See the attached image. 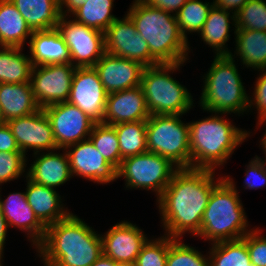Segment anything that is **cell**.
<instances>
[{
    "mask_svg": "<svg viewBox=\"0 0 266 266\" xmlns=\"http://www.w3.org/2000/svg\"><path fill=\"white\" fill-rule=\"evenodd\" d=\"M223 179L215 178L213 170L178 169L156 200L164 235L181 238L188 232L196 236L212 190Z\"/></svg>",
    "mask_w": 266,
    "mask_h": 266,
    "instance_id": "1",
    "label": "cell"
},
{
    "mask_svg": "<svg viewBox=\"0 0 266 266\" xmlns=\"http://www.w3.org/2000/svg\"><path fill=\"white\" fill-rule=\"evenodd\" d=\"M75 214L46 227L35 248L44 266H91L102 255L100 234Z\"/></svg>",
    "mask_w": 266,
    "mask_h": 266,
    "instance_id": "2",
    "label": "cell"
},
{
    "mask_svg": "<svg viewBox=\"0 0 266 266\" xmlns=\"http://www.w3.org/2000/svg\"><path fill=\"white\" fill-rule=\"evenodd\" d=\"M211 114L205 119L188 123L191 168L217 170L250 136L251 132L236 127L222 114Z\"/></svg>",
    "mask_w": 266,
    "mask_h": 266,
    "instance_id": "3",
    "label": "cell"
},
{
    "mask_svg": "<svg viewBox=\"0 0 266 266\" xmlns=\"http://www.w3.org/2000/svg\"><path fill=\"white\" fill-rule=\"evenodd\" d=\"M127 15L137 32L147 42L150 54L159 63H180L189 60V41L180 32L174 14L152 8L143 0H134Z\"/></svg>",
    "mask_w": 266,
    "mask_h": 266,
    "instance_id": "4",
    "label": "cell"
},
{
    "mask_svg": "<svg viewBox=\"0 0 266 266\" xmlns=\"http://www.w3.org/2000/svg\"><path fill=\"white\" fill-rule=\"evenodd\" d=\"M223 178L212 190L196 235L211 244L241 239L251 230L236 183L230 176Z\"/></svg>",
    "mask_w": 266,
    "mask_h": 266,
    "instance_id": "5",
    "label": "cell"
},
{
    "mask_svg": "<svg viewBox=\"0 0 266 266\" xmlns=\"http://www.w3.org/2000/svg\"><path fill=\"white\" fill-rule=\"evenodd\" d=\"M200 108L205 112L243 114L248 112L249 96L241 80L235 60L229 55L214 56L203 76ZM247 110V112H246Z\"/></svg>",
    "mask_w": 266,
    "mask_h": 266,
    "instance_id": "6",
    "label": "cell"
},
{
    "mask_svg": "<svg viewBox=\"0 0 266 266\" xmlns=\"http://www.w3.org/2000/svg\"><path fill=\"white\" fill-rule=\"evenodd\" d=\"M184 63H160L144 68L141 87L150 115H185L194 108L189 90L170 75Z\"/></svg>",
    "mask_w": 266,
    "mask_h": 266,
    "instance_id": "7",
    "label": "cell"
},
{
    "mask_svg": "<svg viewBox=\"0 0 266 266\" xmlns=\"http://www.w3.org/2000/svg\"><path fill=\"white\" fill-rule=\"evenodd\" d=\"M182 115H150L146 121L148 152L169 159L180 168H191L189 124Z\"/></svg>",
    "mask_w": 266,
    "mask_h": 266,
    "instance_id": "8",
    "label": "cell"
},
{
    "mask_svg": "<svg viewBox=\"0 0 266 266\" xmlns=\"http://www.w3.org/2000/svg\"><path fill=\"white\" fill-rule=\"evenodd\" d=\"M178 169L169 159L146 152L123 159L117 177H124L126 188L152 190L158 199Z\"/></svg>",
    "mask_w": 266,
    "mask_h": 266,
    "instance_id": "9",
    "label": "cell"
},
{
    "mask_svg": "<svg viewBox=\"0 0 266 266\" xmlns=\"http://www.w3.org/2000/svg\"><path fill=\"white\" fill-rule=\"evenodd\" d=\"M57 30L68 46L71 64L76 68L94 67L106 53L105 33L78 23L70 16L61 15Z\"/></svg>",
    "mask_w": 266,
    "mask_h": 266,
    "instance_id": "10",
    "label": "cell"
},
{
    "mask_svg": "<svg viewBox=\"0 0 266 266\" xmlns=\"http://www.w3.org/2000/svg\"><path fill=\"white\" fill-rule=\"evenodd\" d=\"M75 69L71 63L33 66L30 84L40 108L68 101Z\"/></svg>",
    "mask_w": 266,
    "mask_h": 266,
    "instance_id": "11",
    "label": "cell"
},
{
    "mask_svg": "<svg viewBox=\"0 0 266 266\" xmlns=\"http://www.w3.org/2000/svg\"><path fill=\"white\" fill-rule=\"evenodd\" d=\"M43 110L51 122L59 152L68 146L89 139L96 123L76 105L68 101L44 107Z\"/></svg>",
    "mask_w": 266,
    "mask_h": 266,
    "instance_id": "12",
    "label": "cell"
},
{
    "mask_svg": "<svg viewBox=\"0 0 266 266\" xmlns=\"http://www.w3.org/2000/svg\"><path fill=\"white\" fill-rule=\"evenodd\" d=\"M105 52L137 61L145 67L160 64L150 54L147 42L127 14L121 19L118 17L105 31Z\"/></svg>",
    "mask_w": 266,
    "mask_h": 266,
    "instance_id": "13",
    "label": "cell"
},
{
    "mask_svg": "<svg viewBox=\"0 0 266 266\" xmlns=\"http://www.w3.org/2000/svg\"><path fill=\"white\" fill-rule=\"evenodd\" d=\"M108 93L94 67L75 69L68 102L76 105L96 123L102 122Z\"/></svg>",
    "mask_w": 266,
    "mask_h": 266,
    "instance_id": "14",
    "label": "cell"
},
{
    "mask_svg": "<svg viewBox=\"0 0 266 266\" xmlns=\"http://www.w3.org/2000/svg\"><path fill=\"white\" fill-rule=\"evenodd\" d=\"M6 123L11 129L20 151L25 155L31 149H34V153L59 150L54 139L51 122L43 108L33 114L12 119Z\"/></svg>",
    "mask_w": 266,
    "mask_h": 266,
    "instance_id": "15",
    "label": "cell"
},
{
    "mask_svg": "<svg viewBox=\"0 0 266 266\" xmlns=\"http://www.w3.org/2000/svg\"><path fill=\"white\" fill-rule=\"evenodd\" d=\"M65 150L72 176L103 185L118 180V169L103 158L90 139L68 146Z\"/></svg>",
    "mask_w": 266,
    "mask_h": 266,
    "instance_id": "16",
    "label": "cell"
},
{
    "mask_svg": "<svg viewBox=\"0 0 266 266\" xmlns=\"http://www.w3.org/2000/svg\"><path fill=\"white\" fill-rule=\"evenodd\" d=\"M129 221H121L100 234L102 254L115 262H136L148 237L143 230Z\"/></svg>",
    "mask_w": 266,
    "mask_h": 266,
    "instance_id": "17",
    "label": "cell"
},
{
    "mask_svg": "<svg viewBox=\"0 0 266 266\" xmlns=\"http://www.w3.org/2000/svg\"><path fill=\"white\" fill-rule=\"evenodd\" d=\"M108 94L141 86V63L105 53L94 65Z\"/></svg>",
    "mask_w": 266,
    "mask_h": 266,
    "instance_id": "18",
    "label": "cell"
},
{
    "mask_svg": "<svg viewBox=\"0 0 266 266\" xmlns=\"http://www.w3.org/2000/svg\"><path fill=\"white\" fill-rule=\"evenodd\" d=\"M150 113L147 109L141 86L108 94L105 112L101 123L116 125L119 123L147 121Z\"/></svg>",
    "mask_w": 266,
    "mask_h": 266,
    "instance_id": "19",
    "label": "cell"
},
{
    "mask_svg": "<svg viewBox=\"0 0 266 266\" xmlns=\"http://www.w3.org/2000/svg\"><path fill=\"white\" fill-rule=\"evenodd\" d=\"M1 196L0 194V209L6 219L8 228H18L25 234L27 233L28 240L36 248L45 237L46 226L37 218L35 212L29 206L25 192L10 193L3 200Z\"/></svg>",
    "mask_w": 266,
    "mask_h": 266,
    "instance_id": "20",
    "label": "cell"
},
{
    "mask_svg": "<svg viewBox=\"0 0 266 266\" xmlns=\"http://www.w3.org/2000/svg\"><path fill=\"white\" fill-rule=\"evenodd\" d=\"M64 153H58L55 150L47 152L33 153L34 161L28 167L26 177L31 181L53 189L64 185L70 178H73L69 157L64 149Z\"/></svg>",
    "mask_w": 266,
    "mask_h": 266,
    "instance_id": "21",
    "label": "cell"
},
{
    "mask_svg": "<svg viewBox=\"0 0 266 266\" xmlns=\"http://www.w3.org/2000/svg\"><path fill=\"white\" fill-rule=\"evenodd\" d=\"M25 195L37 218L47 227L68 217L72 212L64 208L60 194L53 188L39 185L26 176ZM67 209V210H66Z\"/></svg>",
    "mask_w": 266,
    "mask_h": 266,
    "instance_id": "22",
    "label": "cell"
},
{
    "mask_svg": "<svg viewBox=\"0 0 266 266\" xmlns=\"http://www.w3.org/2000/svg\"><path fill=\"white\" fill-rule=\"evenodd\" d=\"M28 41L33 66L71 63L69 48L57 28L33 31Z\"/></svg>",
    "mask_w": 266,
    "mask_h": 266,
    "instance_id": "23",
    "label": "cell"
},
{
    "mask_svg": "<svg viewBox=\"0 0 266 266\" xmlns=\"http://www.w3.org/2000/svg\"><path fill=\"white\" fill-rule=\"evenodd\" d=\"M0 107L5 122L33 114L40 109L30 82L0 83Z\"/></svg>",
    "mask_w": 266,
    "mask_h": 266,
    "instance_id": "24",
    "label": "cell"
},
{
    "mask_svg": "<svg viewBox=\"0 0 266 266\" xmlns=\"http://www.w3.org/2000/svg\"><path fill=\"white\" fill-rule=\"evenodd\" d=\"M233 29L236 51L229 56L235 59L236 54L245 68L250 67L258 72L266 69V31Z\"/></svg>",
    "mask_w": 266,
    "mask_h": 266,
    "instance_id": "25",
    "label": "cell"
},
{
    "mask_svg": "<svg viewBox=\"0 0 266 266\" xmlns=\"http://www.w3.org/2000/svg\"><path fill=\"white\" fill-rule=\"evenodd\" d=\"M232 14V15H231ZM232 20V22H230ZM235 14L224 9L217 8L215 5L209 10L207 19L199 33L203 43L212 47L215 56L230 55L232 52L226 47L230 38V24L235 27Z\"/></svg>",
    "mask_w": 266,
    "mask_h": 266,
    "instance_id": "26",
    "label": "cell"
},
{
    "mask_svg": "<svg viewBox=\"0 0 266 266\" xmlns=\"http://www.w3.org/2000/svg\"><path fill=\"white\" fill-rule=\"evenodd\" d=\"M32 31L55 29L61 17L59 0H10Z\"/></svg>",
    "mask_w": 266,
    "mask_h": 266,
    "instance_id": "27",
    "label": "cell"
},
{
    "mask_svg": "<svg viewBox=\"0 0 266 266\" xmlns=\"http://www.w3.org/2000/svg\"><path fill=\"white\" fill-rule=\"evenodd\" d=\"M32 34L16 6L10 0H0V47L23 48Z\"/></svg>",
    "mask_w": 266,
    "mask_h": 266,
    "instance_id": "28",
    "label": "cell"
},
{
    "mask_svg": "<svg viewBox=\"0 0 266 266\" xmlns=\"http://www.w3.org/2000/svg\"><path fill=\"white\" fill-rule=\"evenodd\" d=\"M0 48V83L30 82L33 64L29 55L22 52L23 48Z\"/></svg>",
    "mask_w": 266,
    "mask_h": 266,
    "instance_id": "29",
    "label": "cell"
},
{
    "mask_svg": "<svg viewBox=\"0 0 266 266\" xmlns=\"http://www.w3.org/2000/svg\"><path fill=\"white\" fill-rule=\"evenodd\" d=\"M86 1L70 17H74L73 19L78 23L105 33L108 27L118 18L112 14L115 0Z\"/></svg>",
    "mask_w": 266,
    "mask_h": 266,
    "instance_id": "30",
    "label": "cell"
},
{
    "mask_svg": "<svg viewBox=\"0 0 266 266\" xmlns=\"http://www.w3.org/2000/svg\"><path fill=\"white\" fill-rule=\"evenodd\" d=\"M210 266H255L251 263L246 242L241 239L212 243Z\"/></svg>",
    "mask_w": 266,
    "mask_h": 266,
    "instance_id": "31",
    "label": "cell"
},
{
    "mask_svg": "<svg viewBox=\"0 0 266 266\" xmlns=\"http://www.w3.org/2000/svg\"><path fill=\"white\" fill-rule=\"evenodd\" d=\"M115 127L122 160L148 152L146 121L119 123Z\"/></svg>",
    "mask_w": 266,
    "mask_h": 266,
    "instance_id": "32",
    "label": "cell"
},
{
    "mask_svg": "<svg viewBox=\"0 0 266 266\" xmlns=\"http://www.w3.org/2000/svg\"><path fill=\"white\" fill-rule=\"evenodd\" d=\"M89 139L103 158L117 169L122 162L118 136L113 125L95 123Z\"/></svg>",
    "mask_w": 266,
    "mask_h": 266,
    "instance_id": "33",
    "label": "cell"
},
{
    "mask_svg": "<svg viewBox=\"0 0 266 266\" xmlns=\"http://www.w3.org/2000/svg\"><path fill=\"white\" fill-rule=\"evenodd\" d=\"M214 3L201 0H188L175 15L183 37L188 41L186 33H199Z\"/></svg>",
    "mask_w": 266,
    "mask_h": 266,
    "instance_id": "34",
    "label": "cell"
},
{
    "mask_svg": "<svg viewBox=\"0 0 266 266\" xmlns=\"http://www.w3.org/2000/svg\"><path fill=\"white\" fill-rule=\"evenodd\" d=\"M181 241L170 237L166 266H210L208 255Z\"/></svg>",
    "mask_w": 266,
    "mask_h": 266,
    "instance_id": "35",
    "label": "cell"
},
{
    "mask_svg": "<svg viewBox=\"0 0 266 266\" xmlns=\"http://www.w3.org/2000/svg\"><path fill=\"white\" fill-rule=\"evenodd\" d=\"M235 19L237 29L266 31V0H249Z\"/></svg>",
    "mask_w": 266,
    "mask_h": 266,
    "instance_id": "36",
    "label": "cell"
},
{
    "mask_svg": "<svg viewBox=\"0 0 266 266\" xmlns=\"http://www.w3.org/2000/svg\"><path fill=\"white\" fill-rule=\"evenodd\" d=\"M170 237L148 239L137 256L136 266H166Z\"/></svg>",
    "mask_w": 266,
    "mask_h": 266,
    "instance_id": "37",
    "label": "cell"
},
{
    "mask_svg": "<svg viewBox=\"0 0 266 266\" xmlns=\"http://www.w3.org/2000/svg\"><path fill=\"white\" fill-rule=\"evenodd\" d=\"M26 158L23 152H0V186L24 174Z\"/></svg>",
    "mask_w": 266,
    "mask_h": 266,
    "instance_id": "38",
    "label": "cell"
},
{
    "mask_svg": "<svg viewBox=\"0 0 266 266\" xmlns=\"http://www.w3.org/2000/svg\"><path fill=\"white\" fill-rule=\"evenodd\" d=\"M259 228L251 229L242 239L246 242L251 263L266 266V235H261Z\"/></svg>",
    "mask_w": 266,
    "mask_h": 266,
    "instance_id": "39",
    "label": "cell"
},
{
    "mask_svg": "<svg viewBox=\"0 0 266 266\" xmlns=\"http://www.w3.org/2000/svg\"><path fill=\"white\" fill-rule=\"evenodd\" d=\"M244 189H258L266 186V163L257 155L246 166Z\"/></svg>",
    "mask_w": 266,
    "mask_h": 266,
    "instance_id": "40",
    "label": "cell"
},
{
    "mask_svg": "<svg viewBox=\"0 0 266 266\" xmlns=\"http://www.w3.org/2000/svg\"><path fill=\"white\" fill-rule=\"evenodd\" d=\"M261 74L257 77L253 96L249 95V110L251 107L257 109V119L258 123L266 121V69L260 70Z\"/></svg>",
    "mask_w": 266,
    "mask_h": 266,
    "instance_id": "41",
    "label": "cell"
},
{
    "mask_svg": "<svg viewBox=\"0 0 266 266\" xmlns=\"http://www.w3.org/2000/svg\"><path fill=\"white\" fill-rule=\"evenodd\" d=\"M0 152H22L7 123L0 125Z\"/></svg>",
    "mask_w": 266,
    "mask_h": 266,
    "instance_id": "42",
    "label": "cell"
},
{
    "mask_svg": "<svg viewBox=\"0 0 266 266\" xmlns=\"http://www.w3.org/2000/svg\"><path fill=\"white\" fill-rule=\"evenodd\" d=\"M143 1L152 8L161 9L163 11L176 15L179 12L180 8L188 0H143Z\"/></svg>",
    "mask_w": 266,
    "mask_h": 266,
    "instance_id": "43",
    "label": "cell"
},
{
    "mask_svg": "<svg viewBox=\"0 0 266 266\" xmlns=\"http://www.w3.org/2000/svg\"><path fill=\"white\" fill-rule=\"evenodd\" d=\"M249 0H213L217 8L236 14Z\"/></svg>",
    "mask_w": 266,
    "mask_h": 266,
    "instance_id": "44",
    "label": "cell"
},
{
    "mask_svg": "<svg viewBox=\"0 0 266 266\" xmlns=\"http://www.w3.org/2000/svg\"><path fill=\"white\" fill-rule=\"evenodd\" d=\"M86 2V0H59L60 14L62 16H72V14Z\"/></svg>",
    "mask_w": 266,
    "mask_h": 266,
    "instance_id": "45",
    "label": "cell"
},
{
    "mask_svg": "<svg viewBox=\"0 0 266 266\" xmlns=\"http://www.w3.org/2000/svg\"><path fill=\"white\" fill-rule=\"evenodd\" d=\"M8 225L6 219L0 209V257L4 254L5 240L7 237Z\"/></svg>",
    "mask_w": 266,
    "mask_h": 266,
    "instance_id": "46",
    "label": "cell"
},
{
    "mask_svg": "<svg viewBox=\"0 0 266 266\" xmlns=\"http://www.w3.org/2000/svg\"><path fill=\"white\" fill-rule=\"evenodd\" d=\"M91 266H117V262L102 254Z\"/></svg>",
    "mask_w": 266,
    "mask_h": 266,
    "instance_id": "47",
    "label": "cell"
},
{
    "mask_svg": "<svg viewBox=\"0 0 266 266\" xmlns=\"http://www.w3.org/2000/svg\"><path fill=\"white\" fill-rule=\"evenodd\" d=\"M263 123H266V121L260 122V123H256L257 124L256 129L261 127V125ZM260 144L262 145L261 147L263 148V152L265 153V159L263 161L266 163V130H265L264 136H262V138L260 139Z\"/></svg>",
    "mask_w": 266,
    "mask_h": 266,
    "instance_id": "48",
    "label": "cell"
},
{
    "mask_svg": "<svg viewBox=\"0 0 266 266\" xmlns=\"http://www.w3.org/2000/svg\"><path fill=\"white\" fill-rule=\"evenodd\" d=\"M117 266H136V262H118Z\"/></svg>",
    "mask_w": 266,
    "mask_h": 266,
    "instance_id": "49",
    "label": "cell"
},
{
    "mask_svg": "<svg viewBox=\"0 0 266 266\" xmlns=\"http://www.w3.org/2000/svg\"><path fill=\"white\" fill-rule=\"evenodd\" d=\"M3 123H6V122H5V119L3 117V114H2V111H1V107H0V125L3 124Z\"/></svg>",
    "mask_w": 266,
    "mask_h": 266,
    "instance_id": "50",
    "label": "cell"
},
{
    "mask_svg": "<svg viewBox=\"0 0 266 266\" xmlns=\"http://www.w3.org/2000/svg\"><path fill=\"white\" fill-rule=\"evenodd\" d=\"M2 259H3V257H0V266H3V265H2V264H3V263H2V261H3Z\"/></svg>",
    "mask_w": 266,
    "mask_h": 266,
    "instance_id": "51",
    "label": "cell"
}]
</instances>
